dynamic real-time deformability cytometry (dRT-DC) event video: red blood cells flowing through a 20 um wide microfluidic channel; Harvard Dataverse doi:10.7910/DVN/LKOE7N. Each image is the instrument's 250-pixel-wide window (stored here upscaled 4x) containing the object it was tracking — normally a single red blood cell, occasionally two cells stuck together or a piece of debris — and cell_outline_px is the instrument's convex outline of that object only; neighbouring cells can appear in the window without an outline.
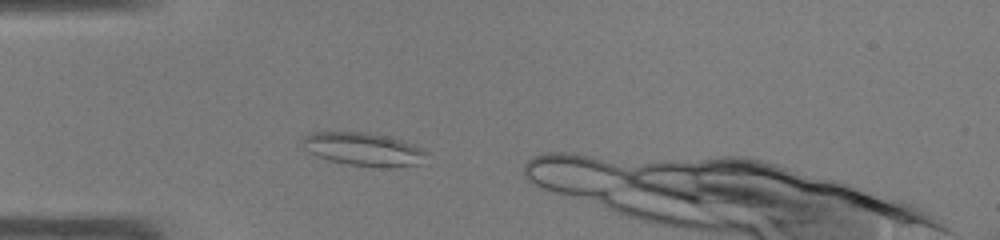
{"species": "common noctule bat (a hibernating species)", "species_latin": "Nyctalus noctula", "temperature_condition": "warm", "stored_images_in_passage": 8, "camera_frame_rate_fps": 3000, "um_per_image_px": 0.085, "animal": {"sex": "male", "body_mass_g": 19.0, "forearm_length_mm": 50.8}, "frame": {"image": 1, "passage_image": 4, "time_ms": 1.0, "image_size_px": [1000, 240], "cell_outline_px": [[428, 152], [420, 164], [388, 168], [384, 168], [348, 164], [328, 160], [316, 156], [308, 152], [300, 144], [300, 140], [304, 136], [312, 132], [368, 132], [388, 136], [412, 144]], "centroid_in_image_um": [30.85, 12.68], "position_along_channel_um": 54.2, "area_um2": 24.22}}